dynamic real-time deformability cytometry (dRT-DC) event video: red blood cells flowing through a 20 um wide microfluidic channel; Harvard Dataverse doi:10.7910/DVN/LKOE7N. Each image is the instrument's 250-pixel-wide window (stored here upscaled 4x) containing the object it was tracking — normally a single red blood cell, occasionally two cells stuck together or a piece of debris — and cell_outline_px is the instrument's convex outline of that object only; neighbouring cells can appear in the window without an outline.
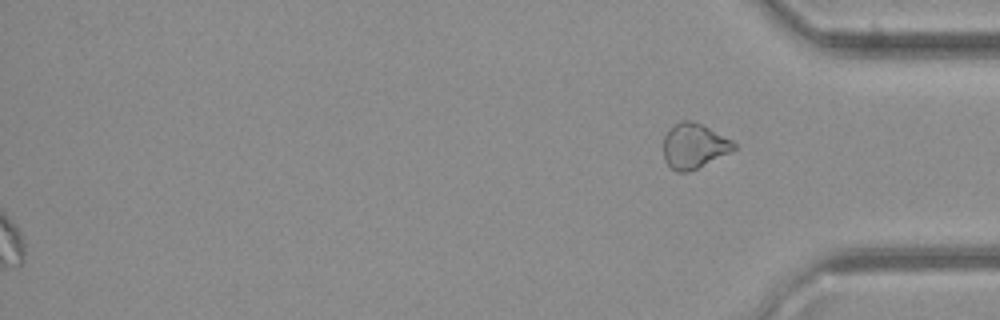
{"species": "common noctule bat (a hibernating species)", "species_latin": "Nyctalus noctula", "temperature_condition": "cold", "stored_images_in_passage": 31, "segment_of_instrument_passage": [2, 2], "camera_frame_rate_fps": 3000, "um_per_image_px": 0.085, "animal": {"sex": "female", "body_mass_g": 21.9}, "frame": {"image": 1, "passage_image": 31, "time_ms": 10.0, "image_size_px": [1000, 320], "cell_outline_px": [[736, 148], [688, 172], [676, 172], [664, 160], [664, 136], [668, 128], [680, 120], [692, 120], [732, 140], [736, 144]], "centroid_in_image_um": [58.94, 12.38], "position_along_channel_um": 376.3, "area_um2": 18.15}}